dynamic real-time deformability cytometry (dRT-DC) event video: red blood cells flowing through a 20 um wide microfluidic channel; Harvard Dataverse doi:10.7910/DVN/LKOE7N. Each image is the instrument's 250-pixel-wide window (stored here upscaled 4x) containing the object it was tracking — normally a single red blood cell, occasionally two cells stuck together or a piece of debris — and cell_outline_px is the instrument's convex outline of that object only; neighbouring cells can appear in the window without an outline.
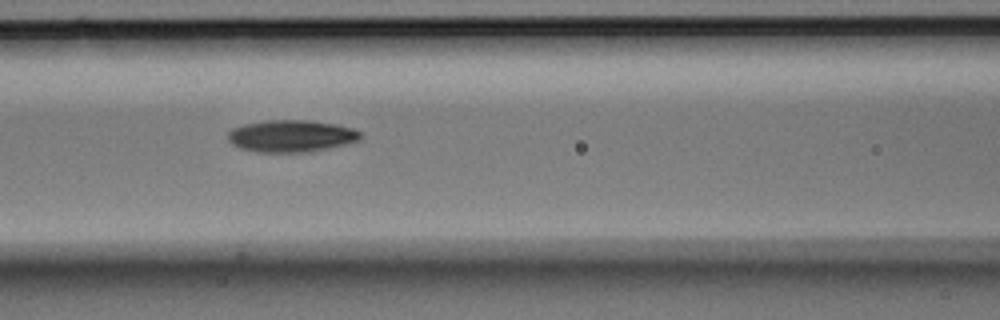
{"species": "Egyptian fruit bat (a non-hibernating species)", "species_latin": "Rousettus aegyptiacus", "temperature_condition": "room temperature", "stored_images_in_passage": 15, "camera_frame_rate_fps": 3000, "um_per_image_px": 0.085, "animal": {"sex": "male"}, "frame": {"image": 1, "passage_image": 7, "time_ms": 2.0, "image_size_px": [1000, 320], "cell_outline_px": [[360, 140], [328, 148], [308, 152], [256, 152], [240, 148], [232, 144], [228, 140], [228, 132], [232, 128], [244, 124], [264, 120], [308, 120], [336, 124], [352, 128], [360, 132]], "centroid_in_image_um": [24.72, 11.55], "position_along_channel_um": 141.9, "area_um2": 24.74}}
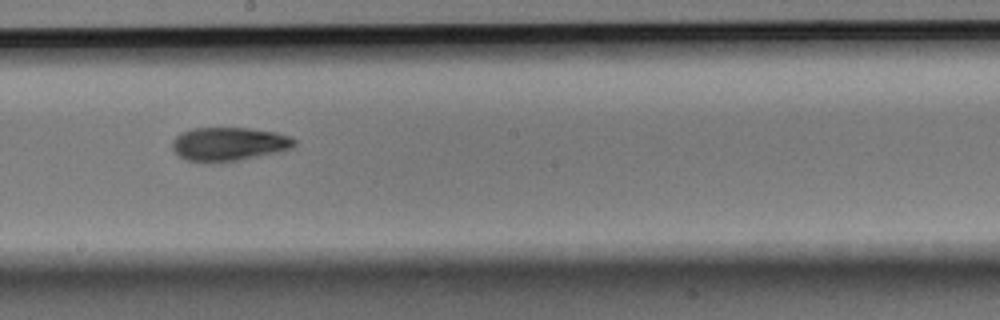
{"frame": {"image": 2, "passage_image": 9, "time_ms": 2.667, "image_size_px": [1000, 320], "cell_outline_px": [[296, 144], [292, 148], [276, 152], [236, 160], [212, 164], [204, 164], [184, 160], [172, 148], [172, 140], [180, 132], [192, 128], [248, 128], [276, 132], [288, 136], [296, 140]], "centroid_in_image_um": [19.38, 12.25], "position_along_channel_um": 228.8, "area_um2": 24.16}}
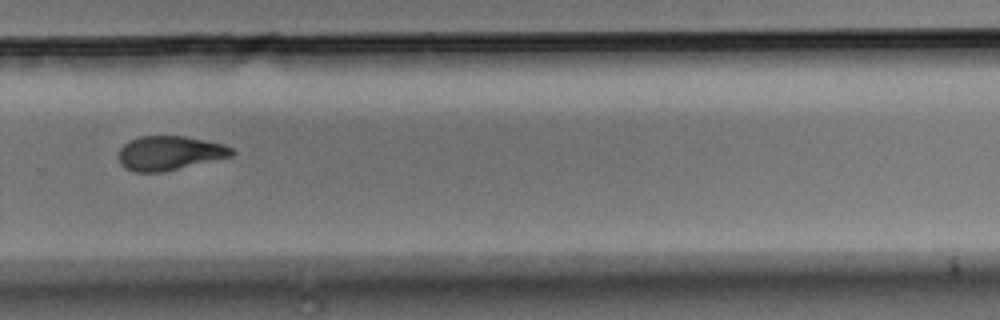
{"frame": {"image": 3, "passage_image": 11, "time_ms": 3.333, "image_size_px": [1000, 320], "cell_outline_px": [[236, 152], [232, 156], [164, 172], [136, 172], [124, 168], [120, 164], [120, 148], [128, 140], [140, 136], [184, 136], [224, 144], [232, 148]], "centroid_in_image_um": [14.41, 13.01], "position_along_channel_um": 315.4, "area_um2": 22.6}}